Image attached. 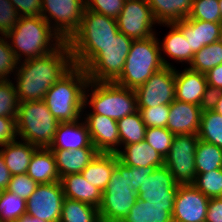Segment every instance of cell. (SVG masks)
Masks as SVG:
<instances>
[{
  "label": "cell",
  "instance_id": "6da1fadb",
  "mask_svg": "<svg viewBox=\"0 0 222 222\" xmlns=\"http://www.w3.org/2000/svg\"><path fill=\"white\" fill-rule=\"evenodd\" d=\"M73 66L72 54L67 42L46 55L19 62L12 77L18 101L43 100L50 87Z\"/></svg>",
  "mask_w": 222,
  "mask_h": 222
},
{
  "label": "cell",
  "instance_id": "7a4b0ae2",
  "mask_svg": "<svg viewBox=\"0 0 222 222\" xmlns=\"http://www.w3.org/2000/svg\"><path fill=\"white\" fill-rule=\"evenodd\" d=\"M18 62L57 50L64 41L42 16H22L7 35Z\"/></svg>",
  "mask_w": 222,
  "mask_h": 222
},
{
  "label": "cell",
  "instance_id": "3957f363",
  "mask_svg": "<svg viewBox=\"0 0 222 222\" xmlns=\"http://www.w3.org/2000/svg\"><path fill=\"white\" fill-rule=\"evenodd\" d=\"M118 33L115 18L85 8L79 28L67 41L73 64L83 68Z\"/></svg>",
  "mask_w": 222,
  "mask_h": 222
},
{
  "label": "cell",
  "instance_id": "277c9868",
  "mask_svg": "<svg viewBox=\"0 0 222 222\" xmlns=\"http://www.w3.org/2000/svg\"><path fill=\"white\" fill-rule=\"evenodd\" d=\"M88 82L84 68L74 65L47 91L43 101L59 122H74L82 118Z\"/></svg>",
  "mask_w": 222,
  "mask_h": 222
},
{
  "label": "cell",
  "instance_id": "5b68a950",
  "mask_svg": "<svg viewBox=\"0 0 222 222\" xmlns=\"http://www.w3.org/2000/svg\"><path fill=\"white\" fill-rule=\"evenodd\" d=\"M137 111L135 89L114 82H88L82 114H99L118 121Z\"/></svg>",
  "mask_w": 222,
  "mask_h": 222
},
{
  "label": "cell",
  "instance_id": "8992f818",
  "mask_svg": "<svg viewBox=\"0 0 222 222\" xmlns=\"http://www.w3.org/2000/svg\"><path fill=\"white\" fill-rule=\"evenodd\" d=\"M59 123L43 100L19 102L16 117L19 140L38 148H49Z\"/></svg>",
  "mask_w": 222,
  "mask_h": 222
},
{
  "label": "cell",
  "instance_id": "52a82bcc",
  "mask_svg": "<svg viewBox=\"0 0 222 222\" xmlns=\"http://www.w3.org/2000/svg\"><path fill=\"white\" fill-rule=\"evenodd\" d=\"M163 67L156 34L143 40H133L123 71L114 83L136 89Z\"/></svg>",
  "mask_w": 222,
  "mask_h": 222
},
{
  "label": "cell",
  "instance_id": "ba28073f",
  "mask_svg": "<svg viewBox=\"0 0 222 222\" xmlns=\"http://www.w3.org/2000/svg\"><path fill=\"white\" fill-rule=\"evenodd\" d=\"M137 193L131 191L127 181V166L119 160L102 192L98 207L101 222H121L136 203Z\"/></svg>",
  "mask_w": 222,
  "mask_h": 222
},
{
  "label": "cell",
  "instance_id": "9c48e42d",
  "mask_svg": "<svg viewBox=\"0 0 222 222\" xmlns=\"http://www.w3.org/2000/svg\"><path fill=\"white\" fill-rule=\"evenodd\" d=\"M133 40L119 32L83 68L89 81L114 82L122 73Z\"/></svg>",
  "mask_w": 222,
  "mask_h": 222
},
{
  "label": "cell",
  "instance_id": "30bf717a",
  "mask_svg": "<svg viewBox=\"0 0 222 222\" xmlns=\"http://www.w3.org/2000/svg\"><path fill=\"white\" fill-rule=\"evenodd\" d=\"M199 142L196 134L175 135L170 151L164 158L166 166L178 185L193 184L197 175L195 152Z\"/></svg>",
  "mask_w": 222,
  "mask_h": 222
},
{
  "label": "cell",
  "instance_id": "8fae6325",
  "mask_svg": "<svg viewBox=\"0 0 222 222\" xmlns=\"http://www.w3.org/2000/svg\"><path fill=\"white\" fill-rule=\"evenodd\" d=\"M85 8V0H42L41 16L67 42L79 28Z\"/></svg>",
  "mask_w": 222,
  "mask_h": 222
},
{
  "label": "cell",
  "instance_id": "7c38bea8",
  "mask_svg": "<svg viewBox=\"0 0 222 222\" xmlns=\"http://www.w3.org/2000/svg\"><path fill=\"white\" fill-rule=\"evenodd\" d=\"M116 21L119 32L132 40L154 36L158 25L147 0H126Z\"/></svg>",
  "mask_w": 222,
  "mask_h": 222
},
{
  "label": "cell",
  "instance_id": "4fadbf2b",
  "mask_svg": "<svg viewBox=\"0 0 222 222\" xmlns=\"http://www.w3.org/2000/svg\"><path fill=\"white\" fill-rule=\"evenodd\" d=\"M138 108L170 105L175 100V68L164 66L135 89Z\"/></svg>",
  "mask_w": 222,
  "mask_h": 222
},
{
  "label": "cell",
  "instance_id": "5bb4252c",
  "mask_svg": "<svg viewBox=\"0 0 222 222\" xmlns=\"http://www.w3.org/2000/svg\"><path fill=\"white\" fill-rule=\"evenodd\" d=\"M64 198L60 181L39 184L26 200V214L46 222H60Z\"/></svg>",
  "mask_w": 222,
  "mask_h": 222
},
{
  "label": "cell",
  "instance_id": "9a60e30c",
  "mask_svg": "<svg viewBox=\"0 0 222 222\" xmlns=\"http://www.w3.org/2000/svg\"><path fill=\"white\" fill-rule=\"evenodd\" d=\"M209 200L192 184L178 185L173 222H205Z\"/></svg>",
  "mask_w": 222,
  "mask_h": 222
},
{
  "label": "cell",
  "instance_id": "2e32d148",
  "mask_svg": "<svg viewBox=\"0 0 222 222\" xmlns=\"http://www.w3.org/2000/svg\"><path fill=\"white\" fill-rule=\"evenodd\" d=\"M178 69L175 67V99L202 108L208 106L211 94L206 75L188 67Z\"/></svg>",
  "mask_w": 222,
  "mask_h": 222
},
{
  "label": "cell",
  "instance_id": "e0dca14e",
  "mask_svg": "<svg viewBox=\"0 0 222 222\" xmlns=\"http://www.w3.org/2000/svg\"><path fill=\"white\" fill-rule=\"evenodd\" d=\"M177 191L178 184L173 175L166 166H162L145 177L137 191V197L150 203L174 204Z\"/></svg>",
  "mask_w": 222,
  "mask_h": 222
},
{
  "label": "cell",
  "instance_id": "ac0fdd59",
  "mask_svg": "<svg viewBox=\"0 0 222 222\" xmlns=\"http://www.w3.org/2000/svg\"><path fill=\"white\" fill-rule=\"evenodd\" d=\"M158 26L169 29V31L164 34L162 40L158 38L160 31L159 34L156 31L163 65L175 68L177 66L173 65L174 63L179 65L181 63V67L183 65V67H188L193 60L194 53L192 50H189V43L182 34V31L174 23H163L158 24Z\"/></svg>",
  "mask_w": 222,
  "mask_h": 222
},
{
  "label": "cell",
  "instance_id": "d6986e66",
  "mask_svg": "<svg viewBox=\"0 0 222 222\" xmlns=\"http://www.w3.org/2000/svg\"><path fill=\"white\" fill-rule=\"evenodd\" d=\"M91 141L99 153H117L120 150V136L117 121L99 114H82Z\"/></svg>",
  "mask_w": 222,
  "mask_h": 222
},
{
  "label": "cell",
  "instance_id": "ffe728a7",
  "mask_svg": "<svg viewBox=\"0 0 222 222\" xmlns=\"http://www.w3.org/2000/svg\"><path fill=\"white\" fill-rule=\"evenodd\" d=\"M174 24L182 31L189 43V50L195 54L206 45L222 39V23L186 18Z\"/></svg>",
  "mask_w": 222,
  "mask_h": 222
},
{
  "label": "cell",
  "instance_id": "44dd1931",
  "mask_svg": "<svg viewBox=\"0 0 222 222\" xmlns=\"http://www.w3.org/2000/svg\"><path fill=\"white\" fill-rule=\"evenodd\" d=\"M202 107L179 100L170 104L166 128L174 135L196 134L200 127Z\"/></svg>",
  "mask_w": 222,
  "mask_h": 222
},
{
  "label": "cell",
  "instance_id": "7402d4cb",
  "mask_svg": "<svg viewBox=\"0 0 222 222\" xmlns=\"http://www.w3.org/2000/svg\"><path fill=\"white\" fill-rule=\"evenodd\" d=\"M95 148L83 118L74 122H60L50 150H77Z\"/></svg>",
  "mask_w": 222,
  "mask_h": 222
},
{
  "label": "cell",
  "instance_id": "603a6c76",
  "mask_svg": "<svg viewBox=\"0 0 222 222\" xmlns=\"http://www.w3.org/2000/svg\"><path fill=\"white\" fill-rule=\"evenodd\" d=\"M119 161L130 167L164 166V158L153 149L145 140L124 145L116 153Z\"/></svg>",
  "mask_w": 222,
  "mask_h": 222
},
{
  "label": "cell",
  "instance_id": "cb8c5ba5",
  "mask_svg": "<svg viewBox=\"0 0 222 222\" xmlns=\"http://www.w3.org/2000/svg\"><path fill=\"white\" fill-rule=\"evenodd\" d=\"M65 198L99 207L102 191L86 181L82 173L68 174L60 180Z\"/></svg>",
  "mask_w": 222,
  "mask_h": 222
},
{
  "label": "cell",
  "instance_id": "d4e9b609",
  "mask_svg": "<svg viewBox=\"0 0 222 222\" xmlns=\"http://www.w3.org/2000/svg\"><path fill=\"white\" fill-rule=\"evenodd\" d=\"M54 154L60 179L68 174L81 173L99 153L96 148L77 150H51Z\"/></svg>",
  "mask_w": 222,
  "mask_h": 222
},
{
  "label": "cell",
  "instance_id": "484cf974",
  "mask_svg": "<svg viewBox=\"0 0 222 222\" xmlns=\"http://www.w3.org/2000/svg\"><path fill=\"white\" fill-rule=\"evenodd\" d=\"M37 149L33 144L19 139L0 146L4 162L12 176L27 173L31 157Z\"/></svg>",
  "mask_w": 222,
  "mask_h": 222
},
{
  "label": "cell",
  "instance_id": "4316f807",
  "mask_svg": "<svg viewBox=\"0 0 222 222\" xmlns=\"http://www.w3.org/2000/svg\"><path fill=\"white\" fill-rule=\"evenodd\" d=\"M26 174L38 184H48L61 180L54 154L49 148H38L34 152Z\"/></svg>",
  "mask_w": 222,
  "mask_h": 222
},
{
  "label": "cell",
  "instance_id": "83f0119b",
  "mask_svg": "<svg viewBox=\"0 0 222 222\" xmlns=\"http://www.w3.org/2000/svg\"><path fill=\"white\" fill-rule=\"evenodd\" d=\"M174 204H157L137 198L121 222H173Z\"/></svg>",
  "mask_w": 222,
  "mask_h": 222
},
{
  "label": "cell",
  "instance_id": "f1b7e54d",
  "mask_svg": "<svg viewBox=\"0 0 222 222\" xmlns=\"http://www.w3.org/2000/svg\"><path fill=\"white\" fill-rule=\"evenodd\" d=\"M118 160L116 153H98L81 173L88 183L103 192Z\"/></svg>",
  "mask_w": 222,
  "mask_h": 222
},
{
  "label": "cell",
  "instance_id": "f546056e",
  "mask_svg": "<svg viewBox=\"0 0 222 222\" xmlns=\"http://www.w3.org/2000/svg\"><path fill=\"white\" fill-rule=\"evenodd\" d=\"M155 21L158 24L174 23L186 19L193 0H147Z\"/></svg>",
  "mask_w": 222,
  "mask_h": 222
},
{
  "label": "cell",
  "instance_id": "4dcf8cb0",
  "mask_svg": "<svg viewBox=\"0 0 222 222\" xmlns=\"http://www.w3.org/2000/svg\"><path fill=\"white\" fill-rule=\"evenodd\" d=\"M198 138L222 148V115L209 106L202 109Z\"/></svg>",
  "mask_w": 222,
  "mask_h": 222
},
{
  "label": "cell",
  "instance_id": "1f68e13d",
  "mask_svg": "<svg viewBox=\"0 0 222 222\" xmlns=\"http://www.w3.org/2000/svg\"><path fill=\"white\" fill-rule=\"evenodd\" d=\"M60 222H101L98 208L85 202L64 198Z\"/></svg>",
  "mask_w": 222,
  "mask_h": 222
},
{
  "label": "cell",
  "instance_id": "d6a6232c",
  "mask_svg": "<svg viewBox=\"0 0 222 222\" xmlns=\"http://www.w3.org/2000/svg\"><path fill=\"white\" fill-rule=\"evenodd\" d=\"M120 136V147L145 140L146 125L139 112H134L117 121Z\"/></svg>",
  "mask_w": 222,
  "mask_h": 222
},
{
  "label": "cell",
  "instance_id": "836d02e7",
  "mask_svg": "<svg viewBox=\"0 0 222 222\" xmlns=\"http://www.w3.org/2000/svg\"><path fill=\"white\" fill-rule=\"evenodd\" d=\"M197 173H206L222 168V148L199 140L195 152Z\"/></svg>",
  "mask_w": 222,
  "mask_h": 222
},
{
  "label": "cell",
  "instance_id": "e575fe53",
  "mask_svg": "<svg viewBox=\"0 0 222 222\" xmlns=\"http://www.w3.org/2000/svg\"><path fill=\"white\" fill-rule=\"evenodd\" d=\"M220 64H222V39L206 45L196 52L188 68L205 74Z\"/></svg>",
  "mask_w": 222,
  "mask_h": 222
},
{
  "label": "cell",
  "instance_id": "d590c367",
  "mask_svg": "<svg viewBox=\"0 0 222 222\" xmlns=\"http://www.w3.org/2000/svg\"><path fill=\"white\" fill-rule=\"evenodd\" d=\"M26 214V200L8 190L0 194V222H16Z\"/></svg>",
  "mask_w": 222,
  "mask_h": 222
},
{
  "label": "cell",
  "instance_id": "8d00e7d4",
  "mask_svg": "<svg viewBox=\"0 0 222 222\" xmlns=\"http://www.w3.org/2000/svg\"><path fill=\"white\" fill-rule=\"evenodd\" d=\"M208 198H218L222 195V168L206 173H197L192 184Z\"/></svg>",
  "mask_w": 222,
  "mask_h": 222
},
{
  "label": "cell",
  "instance_id": "74e56055",
  "mask_svg": "<svg viewBox=\"0 0 222 222\" xmlns=\"http://www.w3.org/2000/svg\"><path fill=\"white\" fill-rule=\"evenodd\" d=\"M19 101L12 79L0 80V116L16 118Z\"/></svg>",
  "mask_w": 222,
  "mask_h": 222
},
{
  "label": "cell",
  "instance_id": "f35d334b",
  "mask_svg": "<svg viewBox=\"0 0 222 222\" xmlns=\"http://www.w3.org/2000/svg\"><path fill=\"white\" fill-rule=\"evenodd\" d=\"M190 19L221 23L218 0H193Z\"/></svg>",
  "mask_w": 222,
  "mask_h": 222
},
{
  "label": "cell",
  "instance_id": "ab89813d",
  "mask_svg": "<svg viewBox=\"0 0 222 222\" xmlns=\"http://www.w3.org/2000/svg\"><path fill=\"white\" fill-rule=\"evenodd\" d=\"M174 136L167 128L149 127L145 131V141L163 158L170 151Z\"/></svg>",
  "mask_w": 222,
  "mask_h": 222
},
{
  "label": "cell",
  "instance_id": "60d3db41",
  "mask_svg": "<svg viewBox=\"0 0 222 222\" xmlns=\"http://www.w3.org/2000/svg\"><path fill=\"white\" fill-rule=\"evenodd\" d=\"M18 63L7 36L0 35V80L11 79Z\"/></svg>",
  "mask_w": 222,
  "mask_h": 222
},
{
  "label": "cell",
  "instance_id": "b9f144b4",
  "mask_svg": "<svg viewBox=\"0 0 222 222\" xmlns=\"http://www.w3.org/2000/svg\"><path fill=\"white\" fill-rule=\"evenodd\" d=\"M147 128H166L170 105H158L150 108H138Z\"/></svg>",
  "mask_w": 222,
  "mask_h": 222
},
{
  "label": "cell",
  "instance_id": "7bdbcfd3",
  "mask_svg": "<svg viewBox=\"0 0 222 222\" xmlns=\"http://www.w3.org/2000/svg\"><path fill=\"white\" fill-rule=\"evenodd\" d=\"M126 0H85L86 9L92 12L117 18Z\"/></svg>",
  "mask_w": 222,
  "mask_h": 222
},
{
  "label": "cell",
  "instance_id": "ee69618b",
  "mask_svg": "<svg viewBox=\"0 0 222 222\" xmlns=\"http://www.w3.org/2000/svg\"><path fill=\"white\" fill-rule=\"evenodd\" d=\"M38 185L29 175L17 174L11 177L7 190L27 200Z\"/></svg>",
  "mask_w": 222,
  "mask_h": 222
},
{
  "label": "cell",
  "instance_id": "f6af8a7d",
  "mask_svg": "<svg viewBox=\"0 0 222 222\" xmlns=\"http://www.w3.org/2000/svg\"><path fill=\"white\" fill-rule=\"evenodd\" d=\"M20 16L10 0H0V35L13 30Z\"/></svg>",
  "mask_w": 222,
  "mask_h": 222
},
{
  "label": "cell",
  "instance_id": "bcb514c9",
  "mask_svg": "<svg viewBox=\"0 0 222 222\" xmlns=\"http://www.w3.org/2000/svg\"><path fill=\"white\" fill-rule=\"evenodd\" d=\"M157 167L146 166V167H130L127 166V181L129 188L134 193H137L139 187L143 184L145 177L153 173Z\"/></svg>",
  "mask_w": 222,
  "mask_h": 222
},
{
  "label": "cell",
  "instance_id": "7dc6e473",
  "mask_svg": "<svg viewBox=\"0 0 222 222\" xmlns=\"http://www.w3.org/2000/svg\"><path fill=\"white\" fill-rule=\"evenodd\" d=\"M17 139L16 118L0 116V146Z\"/></svg>",
  "mask_w": 222,
  "mask_h": 222
},
{
  "label": "cell",
  "instance_id": "c3c4849f",
  "mask_svg": "<svg viewBox=\"0 0 222 222\" xmlns=\"http://www.w3.org/2000/svg\"><path fill=\"white\" fill-rule=\"evenodd\" d=\"M17 10L20 17L22 16H41L42 0H10Z\"/></svg>",
  "mask_w": 222,
  "mask_h": 222
},
{
  "label": "cell",
  "instance_id": "681fc988",
  "mask_svg": "<svg viewBox=\"0 0 222 222\" xmlns=\"http://www.w3.org/2000/svg\"><path fill=\"white\" fill-rule=\"evenodd\" d=\"M210 94L222 91V64L205 73Z\"/></svg>",
  "mask_w": 222,
  "mask_h": 222
},
{
  "label": "cell",
  "instance_id": "f907efd6",
  "mask_svg": "<svg viewBox=\"0 0 222 222\" xmlns=\"http://www.w3.org/2000/svg\"><path fill=\"white\" fill-rule=\"evenodd\" d=\"M205 222H222V198H210Z\"/></svg>",
  "mask_w": 222,
  "mask_h": 222
},
{
  "label": "cell",
  "instance_id": "816d5d0a",
  "mask_svg": "<svg viewBox=\"0 0 222 222\" xmlns=\"http://www.w3.org/2000/svg\"><path fill=\"white\" fill-rule=\"evenodd\" d=\"M11 177L12 175L6 167L3 156L0 152V190H7Z\"/></svg>",
  "mask_w": 222,
  "mask_h": 222
},
{
  "label": "cell",
  "instance_id": "f5cc1de1",
  "mask_svg": "<svg viewBox=\"0 0 222 222\" xmlns=\"http://www.w3.org/2000/svg\"><path fill=\"white\" fill-rule=\"evenodd\" d=\"M208 106L222 115V91L211 94Z\"/></svg>",
  "mask_w": 222,
  "mask_h": 222
},
{
  "label": "cell",
  "instance_id": "db71d44e",
  "mask_svg": "<svg viewBox=\"0 0 222 222\" xmlns=\"http://www.w3.org/2000/svg\"><path fill=\"white\" fill-rule=\"evenodd\" d=\"M16 222H46L40 219H37L36 217L29 216L25 214L21 218H19Z\"/></svg>",
  "mask_w": 222,
  "mask_h": 222
},
{
  "label": "cell",
  "instance_id": "11a10c76",
  "mask_svg": "<svg viewBox=\"0 0 222 222\" xmlns=\"http://www.w3.org/2000/svg\"><path fill=\"white\" fill-rule=\"evenodd\" d=\"M219 1V9H220V14H221V23H222V0Z\"/></svg>",
  "mask_w": 222,
  "mask_h": 222
}]
</instances>
